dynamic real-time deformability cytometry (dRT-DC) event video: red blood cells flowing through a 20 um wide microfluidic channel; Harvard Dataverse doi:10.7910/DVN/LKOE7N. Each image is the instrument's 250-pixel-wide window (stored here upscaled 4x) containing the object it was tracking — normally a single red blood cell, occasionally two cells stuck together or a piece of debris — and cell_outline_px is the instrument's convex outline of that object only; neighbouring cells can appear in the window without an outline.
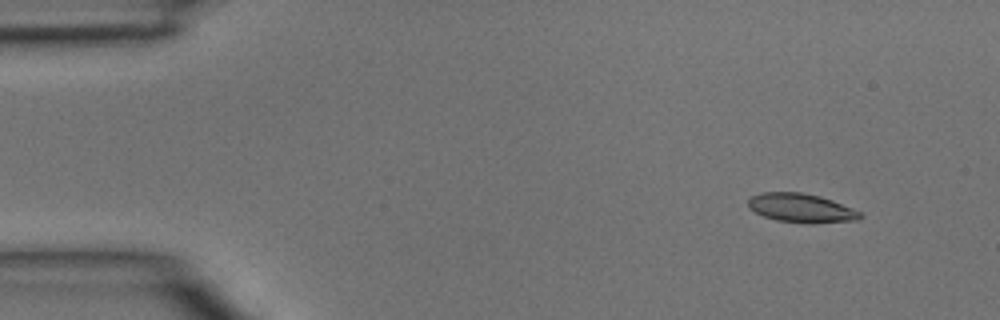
{"species": "common noctule bat (a hibernating species)", "species_latin": "Nyctalus noctula", "temperature_condition": "room temperature", "stored_images_in_passage": 4, "camera_frame_rate_fps": 3000, "um_per_image_px": 0.085, "animal": {"sex": "male", "body_mass_g": 15.6}, "frame": {"image": 1, "passage_image": 1, "time_ms": 0.0, "image_size_px": [1000, 320], "cell_outline_px": [[864, 216], [856, 220], [812, 224], [808, 224], [776, 220], [764, 216], [756, 212], [748, 204], [748, 200], [752, 196], [760, 192], [800, 192], [820, 196], [832, 200], [852, 208], [860, 212]], "centroid_in_image_um": [68.12, 17.69], "position_along_channel_um": 16.9, "area_um2": 18.84}}
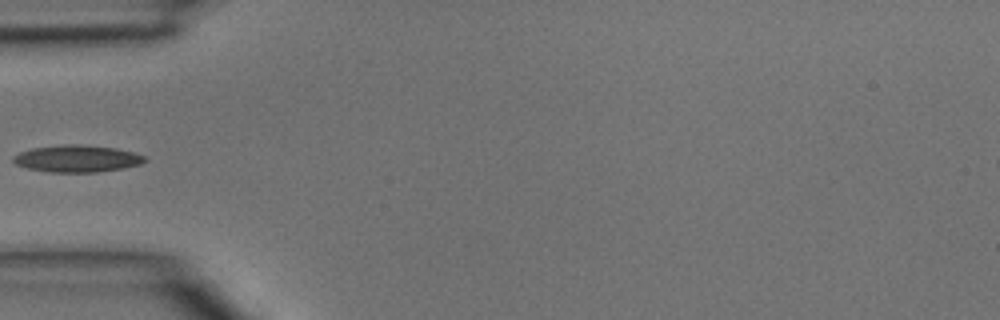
{"frame": {"image": 2, "passage_image": 4, "time_ms": 1.0, "image_size_px": [1000, 320], "cell_outline_px": [[148, 160], [140, 164], [120, 168], [96, 172], [52, 172], [28, 168], [16, 164], [12, 160], [12, 156], [20, 152], [32, 148], [64, 144], [80, 144], [116, 148], [132, 152], [144, 156]], "centroid_in_image_um": [6.53, 13.47], "position_along_channel_um": 78.5, "area_um2": 20.52}}